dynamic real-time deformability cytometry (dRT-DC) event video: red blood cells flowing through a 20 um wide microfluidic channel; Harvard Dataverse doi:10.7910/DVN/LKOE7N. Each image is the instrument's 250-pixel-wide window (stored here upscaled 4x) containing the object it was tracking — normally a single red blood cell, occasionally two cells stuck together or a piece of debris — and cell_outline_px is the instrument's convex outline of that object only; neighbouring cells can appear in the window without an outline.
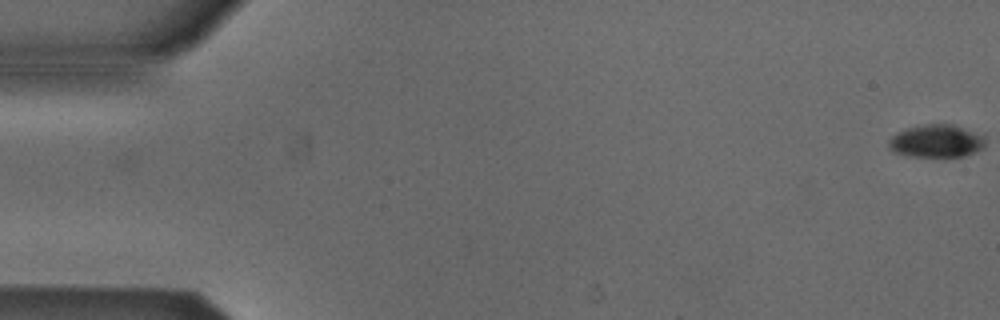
{"species": "Egyptian fruit bat (a non-hibernating species)", "species_latin": "Rousettus aegyptiacus", "temperature_condition": "cold", "stored_images_in_passage": 10, "camera_frame_rate_fps": 3000, "um_per_image_px": 0.085, "animal": {"sex": "male"}, "frame": {"image": 1, "passage_image": 1, "time_ms": 0.0, "image_size_px": [1000, 320], "cell_outline_px": [[984, 144], [980, 148], [964, 156], [908, 156], [896, 152], [888, 148], [888, 140], [896, 132], [908, 128], [924, 124], [952, 124], [984, 136]], "centroid_in_image_um": [79.53, 11.98], "position_along_channel_um": 5.5, "area_um2": 18.09}}